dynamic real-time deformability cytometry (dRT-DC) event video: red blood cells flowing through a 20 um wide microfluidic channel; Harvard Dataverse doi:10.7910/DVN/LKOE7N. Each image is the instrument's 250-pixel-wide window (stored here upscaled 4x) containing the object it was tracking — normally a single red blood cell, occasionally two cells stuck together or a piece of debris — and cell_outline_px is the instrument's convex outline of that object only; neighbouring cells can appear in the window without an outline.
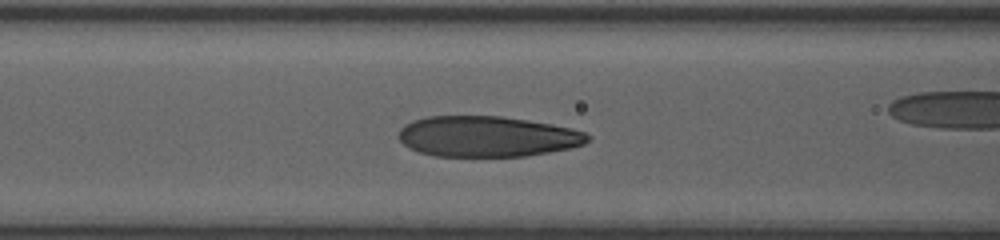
{"species": "human", "species_latin": "Homo sapiens", "temperature_condition": "room temperature", "stored_images_in_passage": 33, "camera_frame_rate_fps": 3000, "um_per_image_px": 0.085, "donor": {"sex": "female"}, "frame": {"image": 1, "passage_image": 13, "time_ms": 4.0, "image_size_px": [1000, 240], "cell_outline_px": [[592, 136], [584, 144], [572, 148], [524, 156], [436, 156], [420, 152], [408, 148], [400, 140], [400, 128], [404, 124], [412, 120], [428, 116], [500, 116], [552, 124], [572, 128], [584, 132]], "centroid_in_image_um": [41.42, 11.6], "position_along_channel_um": 125.2, "area_um2": 44.8}}
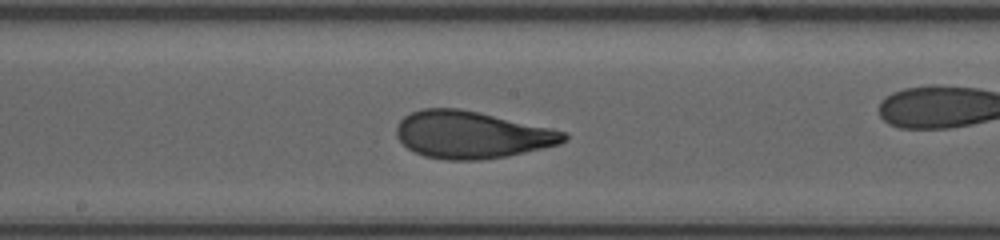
{"frame": {"image": 2, "passage_image": 19, "time_ms": 6.0, "image_size_px": [1000, 240], "cell_outline_px": [[568, 140], [560, 144], [508, 156], [480, 160], [444, 160], [424, 156], [408, 148], [396, 136], [396, 124], [404, 116], [412, 112], [424, 108], [460, 108], [480, 112], [552, 128], [568, 132]], "centroid_in_image_um": [40.11, 11.45], "position_along_channel_um": 208.1, "area_um2": 46.36}}
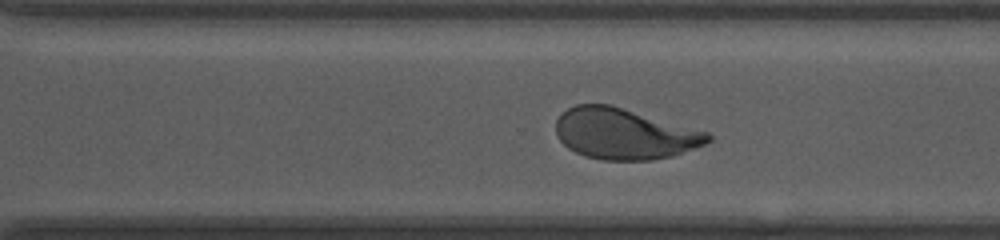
{"frame": {"image": 3, "passage_image": 27, "time_ms": 8.667, "image_size_px": [1000, 240], "cell_outline_px": [[712, 140], [696, 148], [672, 156], [652, 160], [604, 160], [584, 156], [568, 148], [560, 140], [556, 132], [556, 120], [568, 108], [576, 104], [608, 104], [708, 132], [712, 136]], "centroid_in_image_um": [53.07, 11.38], "position_along_channel_um": 317.5, "area_um2": 44.8}}